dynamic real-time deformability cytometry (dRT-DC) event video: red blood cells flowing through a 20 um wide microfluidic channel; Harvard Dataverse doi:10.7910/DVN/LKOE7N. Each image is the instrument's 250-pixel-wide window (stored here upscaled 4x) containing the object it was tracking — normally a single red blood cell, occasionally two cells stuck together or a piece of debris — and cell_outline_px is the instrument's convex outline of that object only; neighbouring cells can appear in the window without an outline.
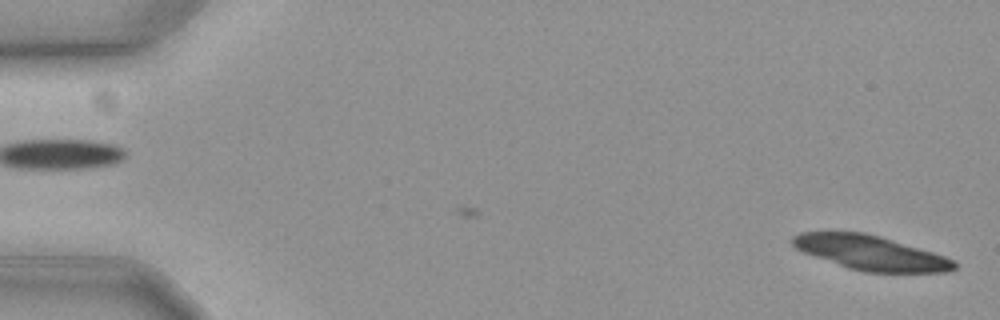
{"species": "common noctule bat (a hibernating species)", "species_latin": "Nyctalus noctula", "temperature_condition": "cold", "stored_images_in_passage": 43, "camera_frame_rate_fps": 3000, "um_per_image_px": 0.085, "animal": {"sex": "female", "body_mass_g": 19.3, "forearm_length_mm": 54.1}, "frame": {"image": 1, "passage_image": 1, "time_ms": 0.0, "image_size_px": [1000, 320], "cell_outline_px": [[956, 268], [948, 272], [864, 272], [848, 268], [804, 252], [796, 248], [792, 244], [792, 236], [800, 232], [864, 232], [880, 236], [932, 252], [956, 260]], "centroid_in_image_um": [74.02, 21.49], "position_along_channel_um": 11.0, "area_um2": 32.19}}
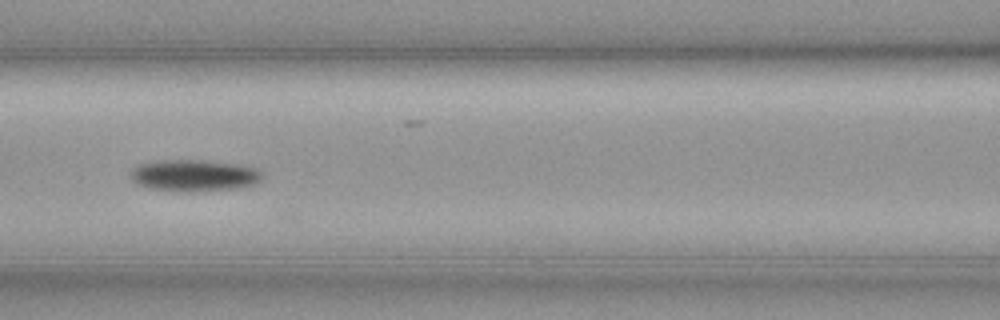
{"frame": {"image": 2, "passage_image": 26, "time_ms": 8.333, "image_size_px": [1000, 320], "cell_outline_px": [[264, 176], [256, 184], [236, 188], [192, 192], [184, 192], [148, 188], [136, 184], [132, 180], [132, 168], [140, 164], [160, 160], [204, 160], [240, 164], [256, 168]], "centroid_in_image_um": [16.51, 14.92], "position_along_channel_um": 150.1, "area_um2": 24.45}}
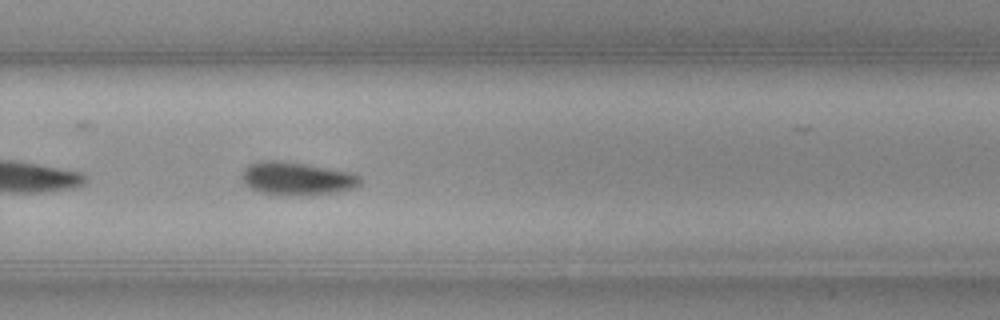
{"frame": {"image": 3, "passage_image": 39, "time_ms": 12.667, "image_size_px": [1000, 320], "cell_outline_px": [[360, 184], [356, 188], [336, 192], [304, 196], [276, 196], [260, 192], [248, 188], [244, 184], [240, 176], [240, 172], [248, 164], [260, 160], [276, 160], [308, 164], [352, 172], [360, 176]], "centroid_in_image_um": [25.18, 15.19], "position_along_channel_um": 304.6, "area_um2": 23.64}}